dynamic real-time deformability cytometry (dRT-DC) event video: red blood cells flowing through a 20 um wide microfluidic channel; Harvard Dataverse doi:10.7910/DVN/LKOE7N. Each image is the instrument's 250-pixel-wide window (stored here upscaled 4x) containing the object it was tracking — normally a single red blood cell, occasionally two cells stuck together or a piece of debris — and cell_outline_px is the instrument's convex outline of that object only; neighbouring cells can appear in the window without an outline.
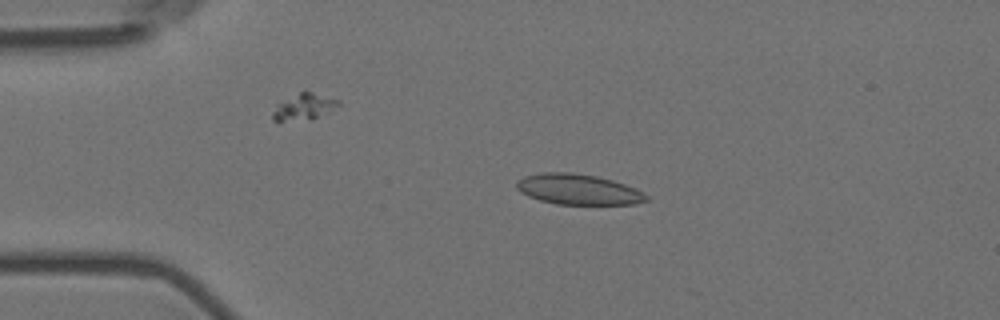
{"species": "Egyptian fruit bat (a non-hibernating species)", "species_latin": "Rousettus aegyptiacus", "temperature_condition": "room temperature", "stored_images_in_passage": 5, "camera_frame_rate_fps": 3000, "um_per_image_px": 0.085, "animal": {"sex": "female"}, "frame": {"image": 1, "passage_image": 4, "time_ms": 1.0, "image_size_px": [1000, 320], "cell_outline_px": [[648, 200], [636, 204], [556, 204], [540, 200], [528, 196], [520, 192], [516, 188], [516, 180], [524, 176], [544, 172], [572, 172], [596, 176], [612, 180], [636, 188], [644, 192], [648, 196]], "centroid_in_image_um": [49.14, 16.09], "position_along_channel_um": 35.9, "area_um2": 23.18}}